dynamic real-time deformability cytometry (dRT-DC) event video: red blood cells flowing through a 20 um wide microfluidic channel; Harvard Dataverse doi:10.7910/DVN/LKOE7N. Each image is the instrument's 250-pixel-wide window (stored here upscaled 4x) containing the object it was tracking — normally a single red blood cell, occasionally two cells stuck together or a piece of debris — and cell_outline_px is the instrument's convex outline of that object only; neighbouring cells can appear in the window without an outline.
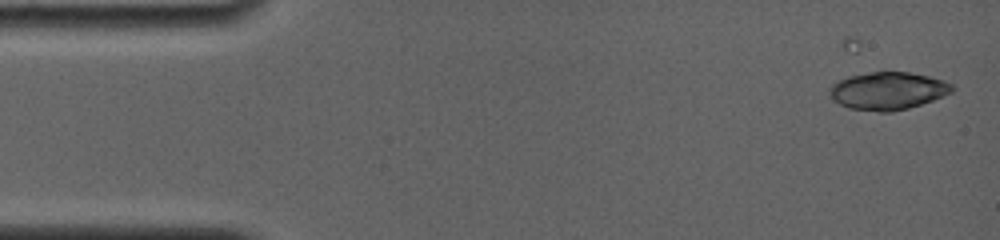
{"species": "common noctule bat (a hibernating species)", "species_latin": "Nyctalus noctula", "temperature_condition": "room temperature", "stored_images_in_passage": 38, "camera_frame_rate_fps": 4000, "um_per_image_px": 0.085, "animal": {"sex": "female", "body_mass_g": 19.0, "forearm_length_mm": 56.7}, "frame": {"image": 1, "passage_image": 1, "time_ms": 0.0, "image_size_px": [1000, 240], "cell_outline_px": [[952, 92], [944, 96], [908, 108], [892, 112], [880, 112], [848, 108], [840, 104], [832, 96], [828, 88], [836, 80], [848, 76], [872, 72], [908, 72], [928, 76], [944, 80], [952, 84]], "centroid_in_image_um": [75.46, 7.72], "position_along_channel_um": 9.5, "area_um2": 26.76}}